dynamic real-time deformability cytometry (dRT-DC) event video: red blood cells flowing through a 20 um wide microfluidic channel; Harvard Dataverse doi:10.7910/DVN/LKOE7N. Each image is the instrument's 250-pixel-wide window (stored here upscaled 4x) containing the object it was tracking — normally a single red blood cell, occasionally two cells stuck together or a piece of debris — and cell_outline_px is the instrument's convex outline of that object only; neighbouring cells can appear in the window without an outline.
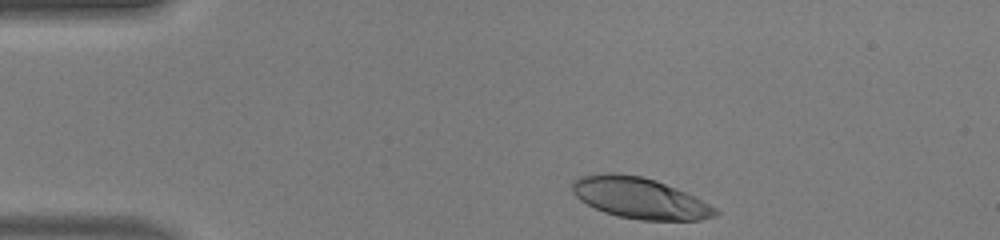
{"species": "human", "species_latin": "Homo sapiens", "temperature_condition": "warm", "stored_images_in_passage": 34, "camera_frame_rate_fps": 3000, "um_per_image_px": 0.085, "donor": {"sex": "male"}, "frame": {"image": 1, "passage_image": 1, "time_ms": 0.0, "image_size_px": [1000, 240], "cell_outline_px": [[720, 212], [716, 216], [700, 220], [640, 220], [616, 216], [604, 212], [580, 200], [572, 192], [572, 180], [580, 176], [600, 172], [616, 172], [644, 176], [656, 180], [676, 188], [716, 208]], "centroid_in_image_um": [54.33, 16.82], "position_along_channel_um": 30.7, "area_um2": 34.33}}
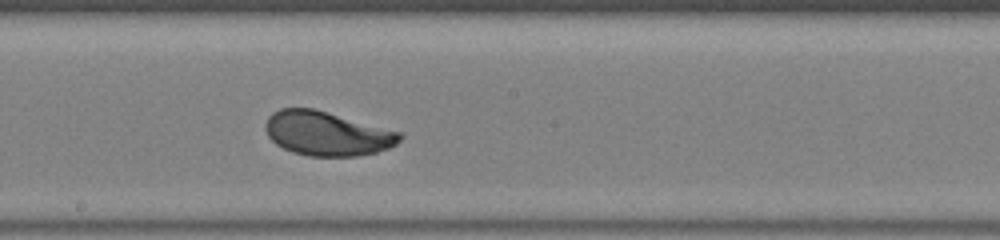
{"frame": {"image": 2, "passage_image": 19, "time_ms": 6.0, "image_size_px": [1000, 240], "cell_outline_px": [[404, 136], [396, 144], [388, 148], [376, 152], [356, 156], [308, 156], [292, 152], [276, 144], [268, 136], [264, 128], [264, 124], [268, 116], [272, 112], [280, 108], [312, 108], [404, 132]], "centroid_in_image_um": [27.8, 11.34], "position_along_channel_um": 220.4, "area_um2": 34.85}}
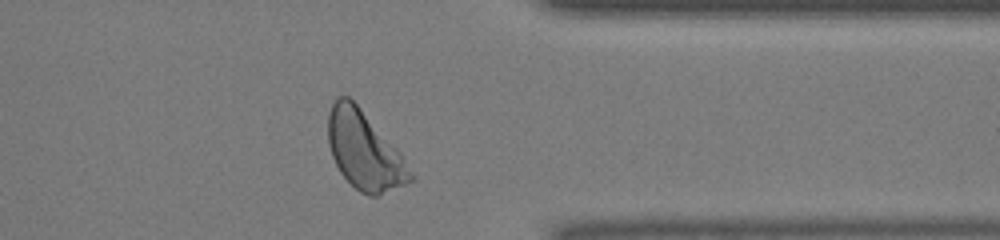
{"frame": {"image": 3, "passage_image": 31, "time_ms": 10.0, "image_size_px": [1000, 240], "cell_outline_px": [[416, 180], [376, 196], [368, 196], [360, 192], [340, 172], [332, 156], [328, 144], [328, 112], [336, 96], [348, 96], [360, 108], [400, 152]], "centroid_in_image_um": [30.96, 12.8], "position_along_channel_um": 380.4, "area_um2": 37.05}, "authors_computed_cell_mechanics": {"area_um2": 34.5933, "velocity_mm_per_s": 4.1951, "shape_relaxation_time_tau1_ms": 2.1568, "shape_relaxation_time_tau2_ms": null, "deformation_change_tau1": 0.1482, "deformation_change_tau2": null}}